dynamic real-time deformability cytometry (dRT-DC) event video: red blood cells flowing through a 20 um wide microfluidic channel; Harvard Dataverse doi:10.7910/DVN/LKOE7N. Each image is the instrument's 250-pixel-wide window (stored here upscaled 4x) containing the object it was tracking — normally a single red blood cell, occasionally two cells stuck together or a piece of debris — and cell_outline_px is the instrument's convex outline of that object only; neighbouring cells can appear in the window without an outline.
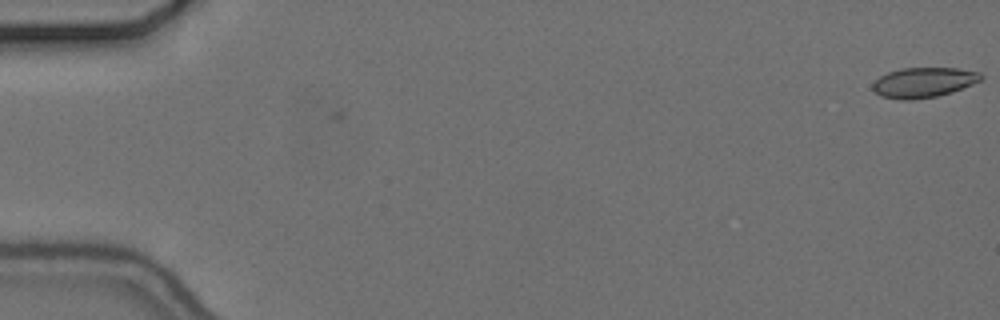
{"species": "common noctule bat (a hibernating species)", "species_latin": "Nyctalus noctula", "temperature_condition": "cold", "stored_images_in_passage": 3, "camera_frame_rate_fps": 3000, "um_per_image_px": 0.085, "animal": {"sex": "female", "body_mass_g": 24.6, "forearm_length_mm": 56.2}, "frame": {"image": 1, "passage_image": 3, "time_ms": 0.667, "image_size_px": [1000, 320], "cell_outline_px": [[984, 76], [980, 80], [972, 84], [952, 92], [936, 96], [912, 100], [900, 100], [880, 96], [872, 88], [872, 84], [880, 76], [888, 72], [900, 68], [956, 68], [980, 72]], "centroid_in_image_um": [78.49, 7.01], "position_along_channel_um": 6.5, "area_um2": 18.96}}